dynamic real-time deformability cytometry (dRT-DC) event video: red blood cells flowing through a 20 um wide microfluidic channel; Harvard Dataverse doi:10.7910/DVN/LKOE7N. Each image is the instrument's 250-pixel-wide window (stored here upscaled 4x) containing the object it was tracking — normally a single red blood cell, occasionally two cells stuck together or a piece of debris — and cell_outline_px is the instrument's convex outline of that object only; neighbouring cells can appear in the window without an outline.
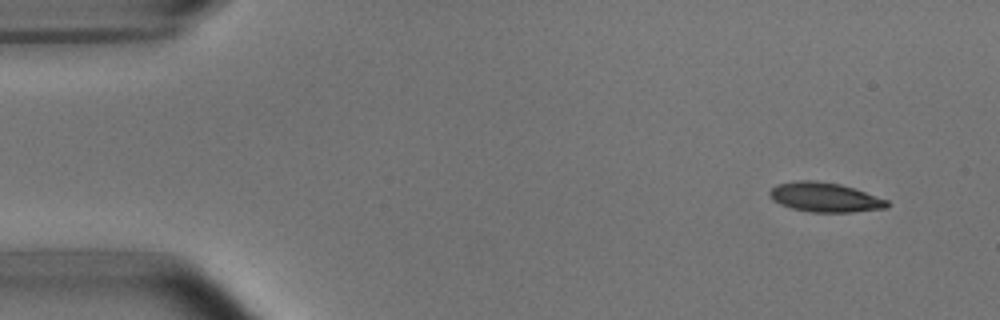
{"species": "common noctule bat (a hibernating species)", "species_latin": "Nyctalus noctula", "temperature_condition": "room temperature", "stored_images_in_passage": 4, "camera_frame_rate_fps": 3000, "um_per_image_px": 0.085, "animal": {"sex": "male", "body_mass_g": 15.6}, "frame": {"image": 1, "passage_image": 1, "time_ms": 0.0, "image_size_px": [1000, 320], "cell_outline_px": [[888, 208], [852, 212], [812, 212], [792, 208], [780, 204], [772, 200], [768, 192], [776, 184], [796, 180], [816, 180], [840, 184], [888, 200]], "centroid_in_image_um": [70.08, 16.76], "position_along_channel_um": 14.9, "area_um2": 20.11}}
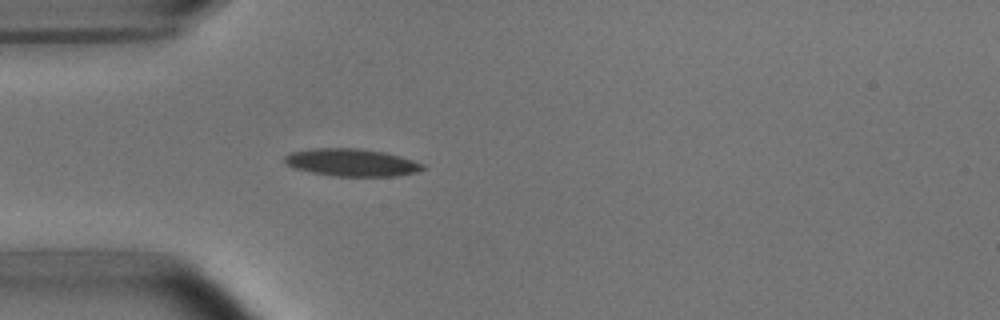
{"frame": {"image": 2, "passage_image": 4, "time_ms": 3.667, "image_size_px": [1000, 320], "cell_outline_px": [[428, 168], [416, 172], [396, 176], [336, 176], [312, 172], [296, 168], [288, 164], [284, 160], [284, 156], [292, 152], [316, 148], [360, 148], [384, 152], [400, 156], [424, 164]], "centroid_in_image_um": [29.95, 13.81], "position_along_channel_um": 55.1, "area_um2": 21.96}}